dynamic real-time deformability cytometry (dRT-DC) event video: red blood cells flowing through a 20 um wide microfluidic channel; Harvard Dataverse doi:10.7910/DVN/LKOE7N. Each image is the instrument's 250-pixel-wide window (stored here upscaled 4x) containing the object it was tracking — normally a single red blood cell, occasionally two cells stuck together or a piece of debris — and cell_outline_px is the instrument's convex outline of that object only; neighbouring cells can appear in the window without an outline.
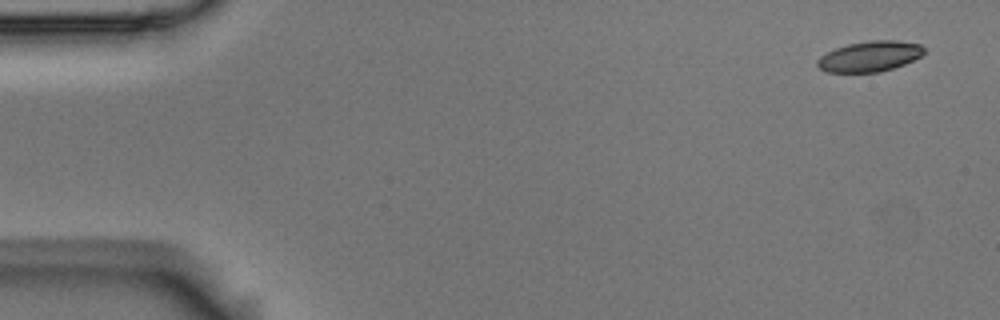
{"species": "Egyptian fruit bat (a non-hibernating species)", "species_latin": "Rousettus aegyptiacus", "temperature_condition": "room temperature", "stored_images_in_passage": 5, "camera_frame_rate_fps": 3000, "um_per_image_px": 0.085, "animal": {"sex": "male"}, "frame": {"image": 1, "passage_image": 1, "time_ms": 0.0, "image_size_px": [1000, 320], "cell_outline_px": [[928, 52], [904, 64], [880, 72], [824, 72], [816, 64], [816, 60], [820, 56], [836, 48], [848, 44], [872, 40], [896, 40], [920, 44]], "centroid_in_image_um": [73.93, 4.79], "position_along_channel_um": 11.1, "area_um2": 18.96}}
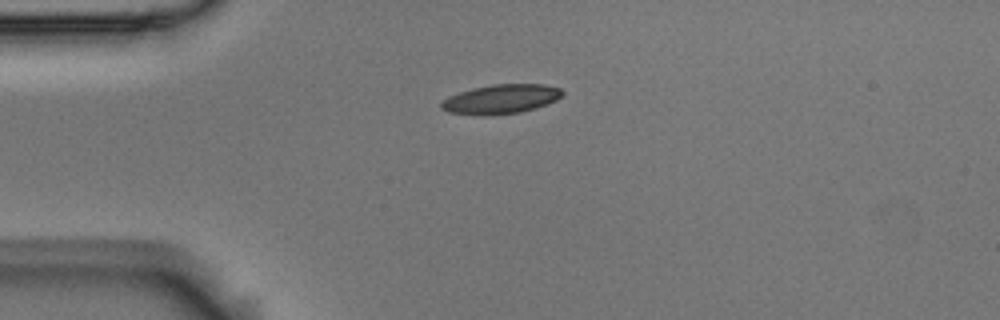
{"frame": {"image": 2, "passage_image": 4, "time_ms": 1.0, "image_size_px": [1000, 320], "cell_outline_px": [[564, 92], [556, 100], [520, 112], [484, 116], [448, 112], [440, 108], [440, 104], [448, 96], [460, 92], [492, 84], [544, 84], [560, 88]], "centroid_in_image_um": [42.55, 8.42], "position_along_channel_um": 42.5, "area_um2": 20.4}}